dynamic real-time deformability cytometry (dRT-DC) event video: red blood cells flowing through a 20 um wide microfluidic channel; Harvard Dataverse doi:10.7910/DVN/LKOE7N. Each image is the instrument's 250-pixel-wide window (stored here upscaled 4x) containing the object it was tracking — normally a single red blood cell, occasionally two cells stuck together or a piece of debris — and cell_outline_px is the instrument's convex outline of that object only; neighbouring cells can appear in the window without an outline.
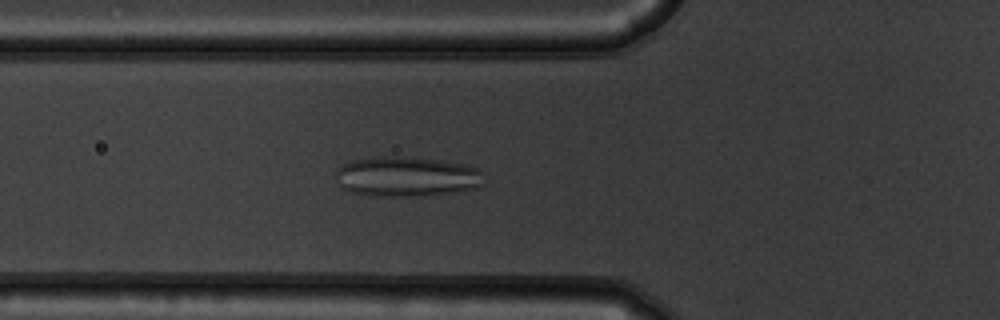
{"species": "common noctule bat (a hibernating species)", "species_latin": "Nyctalus noctula", "temperature_condition": "warm", "stored_images_in_passage": 53, "camera_frame_rate_fps": 3000, "um_per_image_px": 0.085, "animal": {"sex": "male", "body_mass_g": 19.5, "forearm_length_mm": 54.6}, "frame": {"image": 1, "passage_image": 19, "time_ms": 6.0, "image_size_px": [1000, 320], "cell_outline_px": [[484, 184], [476, 188], [460, 192], [420, 196], [372, 196], [352, 192], [340, 188], [332, 176], [336, 168], [340, 164], [352, 160], [384, 156], [400, 156], [440, 160], [464, 164], [476, 168], [480, 172]], "centroid_in_image_um": [34.49, 15.02], "position_along_channel_um": 91.3, "area_um2": 35.2}}
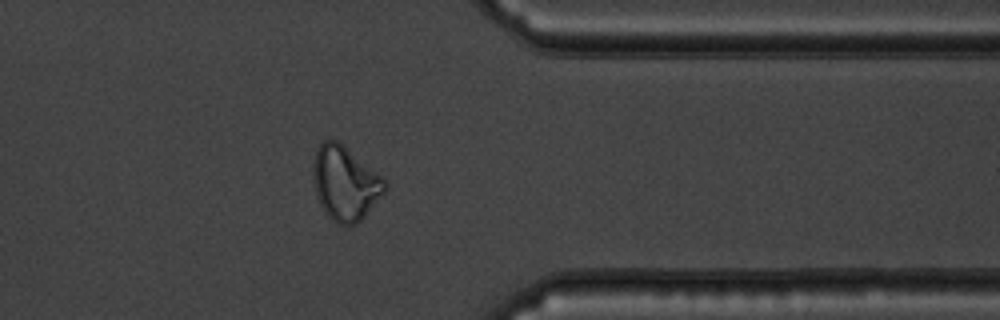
{"frame": {"image": 2, "passage_image": 43, "time_ms": 14.0, "image_size_px": [1000, 320], "cell_outline_px": [[388, 180], [384, 192], [364, 216], [356, 224], [340, 224], [332, 220], [328, 216], [320, 204], [316, 196], [312, 172], [312, 164], [316, 148], [324, 140], [336, 140], [344, 144]], "centroid_in_image_um": [29.33, 15.53], "position_along_channel_um": 382.1, "area_um2": 31.15}}
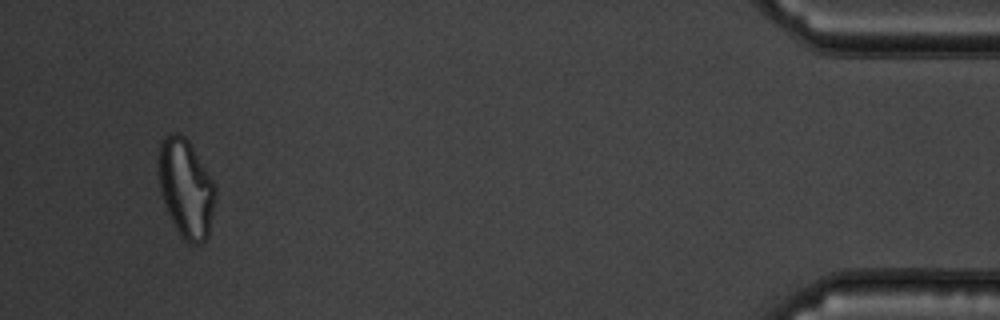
{"frame": {"image": 3, "passage_image": 51, "time_ms": 16.667, "image_size_px": [1000, 320], "cell_outline_px": [[216, 200], [208, 236], [200, 244], [188, 244], [180, 236], [168, 212], [160, 192], [156, 164], [156, 160], [160, 140], [164, 136], [172, 132], [180, 132], [188, 140], [212, 180], [216, 188]], "centroid_in_image_um": [15.77, 15.98], "position_along_channel_um": 419.4, "area_um2": 33.12}}